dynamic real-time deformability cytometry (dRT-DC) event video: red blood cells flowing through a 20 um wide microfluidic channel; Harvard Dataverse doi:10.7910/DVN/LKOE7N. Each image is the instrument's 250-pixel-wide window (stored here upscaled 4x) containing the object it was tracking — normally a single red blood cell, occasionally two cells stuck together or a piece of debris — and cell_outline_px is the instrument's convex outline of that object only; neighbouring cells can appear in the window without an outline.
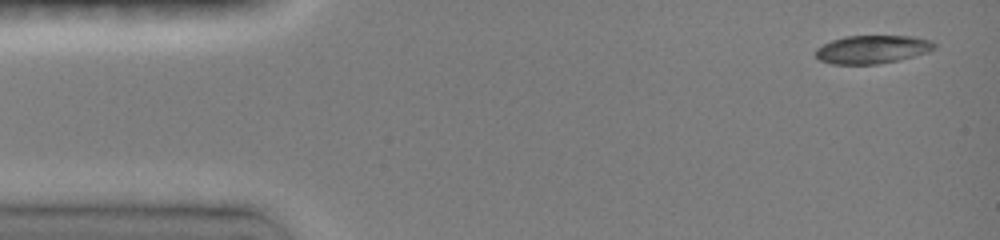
{"species": "common noctule bat (a hibernating species)", "species_latin": "Nyctalus noctula", "temperature_condition": "room temperature", "stored_images_in_passage": 10, "camera_frame_rate_fps": 3000, "um_per_image_px": 0.085, "animal": {"sex": "female", "body_mass_g": 19.0, "forearm_length_mm": 51.5}, "frame": {"image": 1, "passage_image": 1, "time_ms": 0.0, "image_size_px": [1000, 240], "cell_outline_px": [[936, 48], [928, 52], [896, 60], [876, 64], [832, 64], [820, 60], [816, 56], [816, 48], [832, 40], [844, 36], [912, 36], [932, 40], [936, 44]], "centroid_in_image_um": [74.15, 4.19], "position_along_channel_um": 10.8, "area_um2": 19.42}}
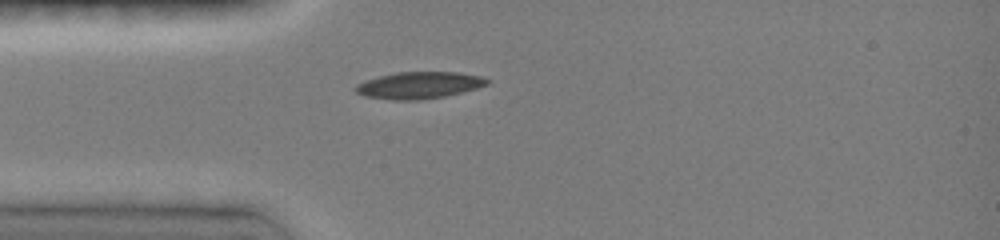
{"frame": {"image": 2, "passage_image": 9, "time_ms": 3.333, "image_size_px": [1000, 240], "cell_outline_px": [[492, 80], [488, 84], [476, 88], [444, 96], [420, 100], [392, 100], [364, 96], [356, 92], [352, 88], [356, 84], [364, 80], [396, 72], [460, 72], [484, 76]], "centroid_in_image_um": [35.62, 7.24], "position_along_channel_um": 49.4, "area_um2": 20.75}}